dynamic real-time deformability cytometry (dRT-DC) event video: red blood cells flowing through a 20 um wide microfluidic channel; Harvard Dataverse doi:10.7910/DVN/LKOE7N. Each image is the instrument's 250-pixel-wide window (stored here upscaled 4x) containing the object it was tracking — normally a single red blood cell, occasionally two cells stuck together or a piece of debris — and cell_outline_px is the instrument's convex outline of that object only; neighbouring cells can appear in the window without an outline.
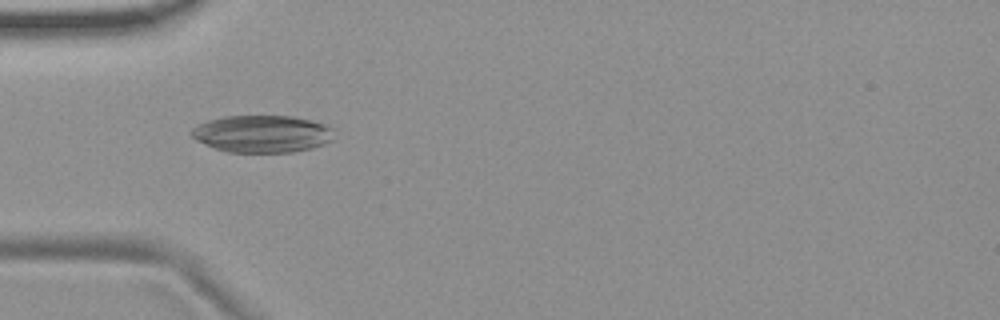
{"species": "common noctule bat (a hibernating species)", "species_latin": "Nyctalus noctula", "temperature_condition": "room temperature", "stored_images_in_passage": 8, "camera_frame_rate_fps": 3000, "um_per_image_px": 0.085, "animal": {"sex": "female", "body_mass_g": 19.9}, "frame": {"image": 1, "passage_image": 5, "time_ms": 5.333, "image_size_px": [1000, 320], "cell_outline_px": [[336, 128], [332, 140], [324, 144], [312, 148], [292, 152], [228, 152], [204, 144], [196, 140], [192, 136], [192, 128], [196, 124], [208, 120], [224, 116], [292, 116], [312, 120], [328, 124]], "centroid_in_image_um": [22.33, 11.37], "position_along_channel_um": 62.7, "area_um2": 31.27}}
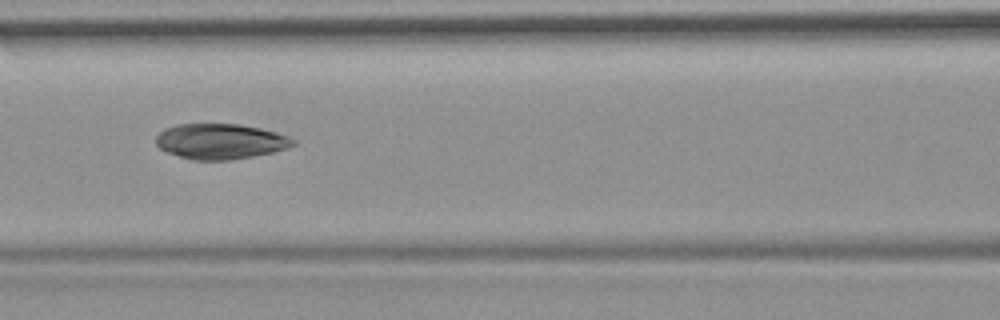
{"frame": {"image": 2, "passage_image": 7, "time_ms": 7.667, "image_size_px": [1000, 320], "cell_outline_px": [[296, 144], [288, 148], [272, 152], [252, 156], [228, 160], [192, 160], [168, 152], [160, 148], [156, 144], [156, 136], [164, 128], [176, 124], [240, 124], [260, 128], [276, 132], [288, 136], [296, 140]], "centroid_in_image_um": [18.74, 12.01], "position_along_channel_um": 147.9, "area_um2": 28.26}}
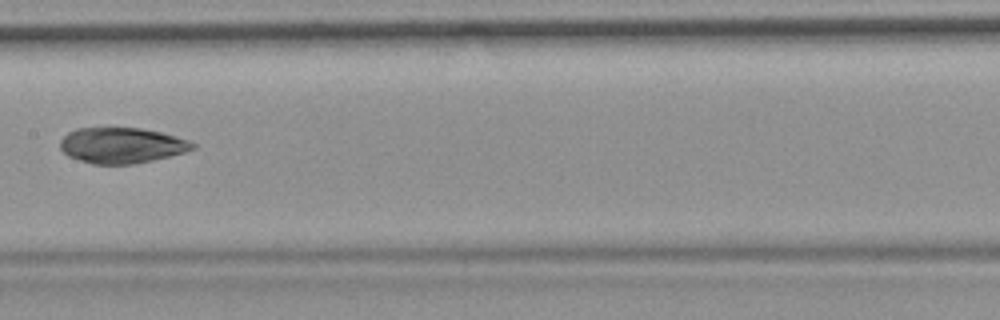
{"frame": {"image": 3, "passage_image": 8, "time_ms": 9.0, "image_size_px": [1000, 320], "cell_outline_px": [[196, 148], [184, 152], [152, 160], [132, 164], [92, 164], [68, 156], [60, 148], [60, 140], [68, 132], [76, 128], [140, 128], [160, 132], [176, 136], [188, 140], [196, 144]], "centroid_in_image_um": [10.33, 12.35], "position_along_channel_um": 197.1, "area_um2": 27.4}}